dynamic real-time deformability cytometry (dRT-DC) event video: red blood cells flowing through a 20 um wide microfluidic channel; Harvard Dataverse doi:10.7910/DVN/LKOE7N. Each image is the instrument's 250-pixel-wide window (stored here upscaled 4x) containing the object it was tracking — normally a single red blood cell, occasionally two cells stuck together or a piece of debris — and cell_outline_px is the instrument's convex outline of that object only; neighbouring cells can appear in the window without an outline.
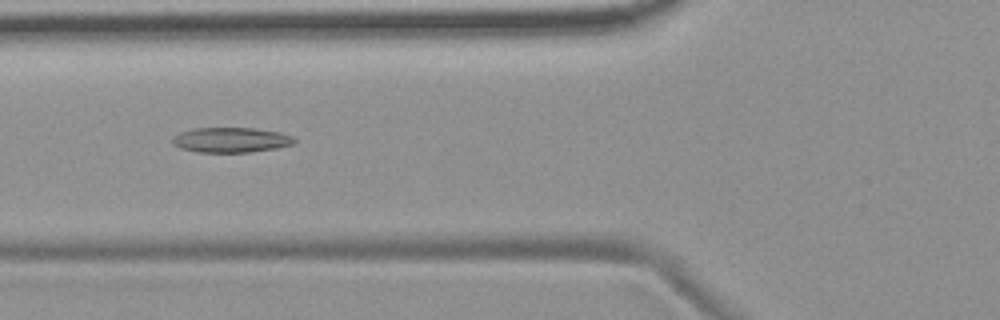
{"species": "common noctule bat (a hibernating species)", "species_latin": "Nyctalus noctula", "temperature_condition": "room temperature", "stored_images_in_passage": 6, "camera_frame_rate_fps": 3000, "um_per_image_px": 0.085, "animal": {"sex": "female", "body_mass_g": 19.9}, "frame": {"image": 1, "passage_image": 3, "time_ms": 2.333, "image_size_px": [1000, 320], "cell_outline_px": [[296, 140], [292, 144], [276, 148], [248, 152], [196, 152], [180, 148], [172, 144], [172, 136], [180, 132], [192, 128], [256, 128], [280, 132], [292, 136]], "centroid_in_image_um": [19.59, 11.89], "position_along_channel_um": 106.2, "area_um2": 17.86}}
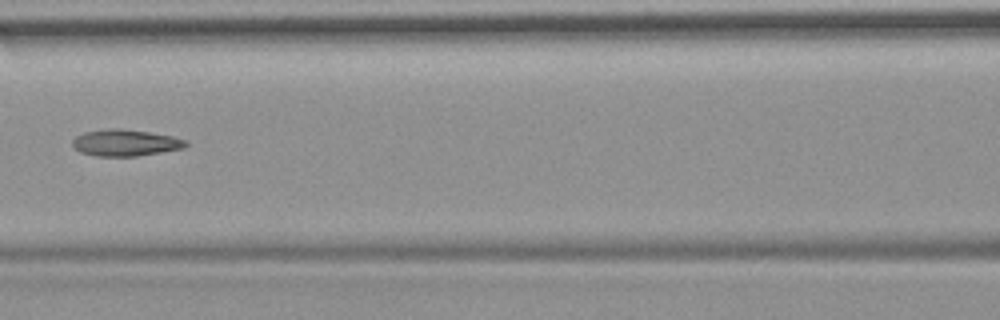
{"frame": {"image": 2, "passage_image": 4, "time_ms": 3.667, "image_size_px": [1000, 320], "cell_outline_px": [[188, 144], [184, 148], [136, 156], [96, 156], [80, 152], [72, 148], [72, 140], [76, 136], [84, 132], [108, 128], [120, 128], [148, 132], [172, 136], [188, 140]], "centroid_in_image_um": [10.63, 12.13], "position_along_channel_um": 156.0, "area_um2": 17.63}}
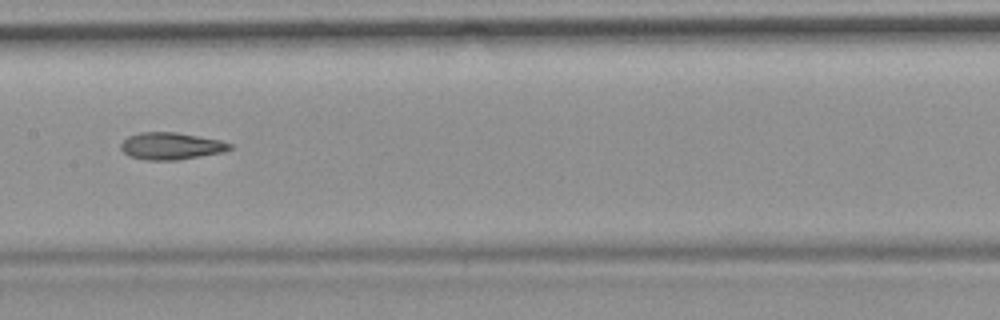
{"frame": {"image": 3, "passage_image": 5, "time_ms": 4.667, "image_size_px": [1000, 320], "cell_outline_px": [[232, 148], [224, 152], [176, 160], [148, 160], [128, 156], [120, 148], [120, 144], [128, 136], [140, 132], [176, 132], [220, 140], [232, 144]], "centroid_in_image_um": [14.53, 12.41], "position_along_channel_um": 192.9, "area_um2": 17.17}}